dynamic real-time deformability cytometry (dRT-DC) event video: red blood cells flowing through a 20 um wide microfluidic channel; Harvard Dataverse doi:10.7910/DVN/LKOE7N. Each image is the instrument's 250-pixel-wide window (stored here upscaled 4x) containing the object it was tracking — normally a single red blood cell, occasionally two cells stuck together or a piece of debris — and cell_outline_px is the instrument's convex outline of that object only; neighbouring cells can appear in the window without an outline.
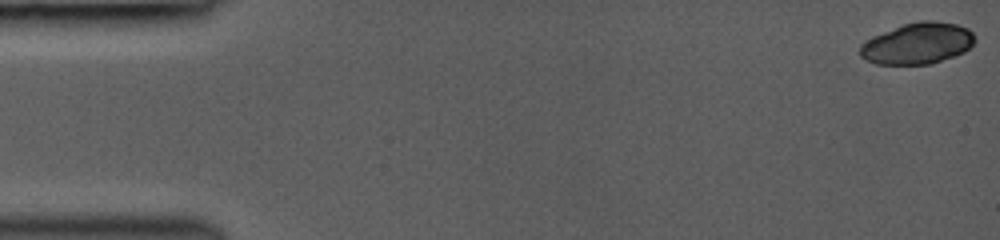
{"species": "common noctule bat (a hibernating species)", "species_latin": "Nyctalus noctula", "temperature_condition": "room temperature", "stored_images_in_passage": 46, "camera_frame_rate_fps": 3000, "um_per_image_px": 0.085, "animal": {"sex": "female", "body_mass_g": 19.0, "forearm_length_mm": 53.3}, "frame": {"image": 1, "passage_image": 1, "time_ms": 0.0, "image_size_px": [1000, 240], "cell_outline_px": [[976, 40], [964, 52], [928, 64], [876, 64], [864, 60], [860, 56], [860, 44], [864, 40], [872, 36], [904, 24], [920, 20], [932, 20], [956, 24], [968, 28], [976, 36]], "centroid_in_image_um": [77.96, 3.68], "position_along_channel_um": 7.0, "area_um2": 27.63}}
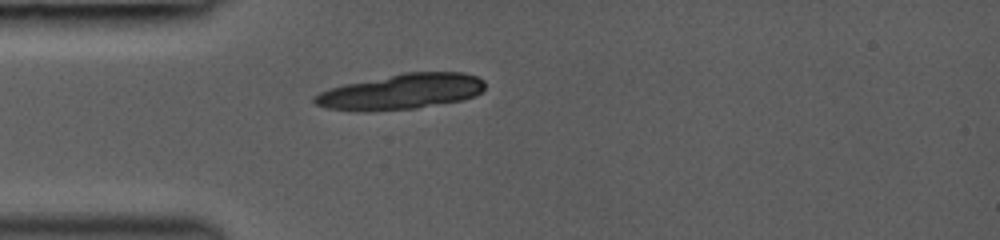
{"frame": {"image": 2, "passage_image": 13, "time_ms": 4.333, "image_size_px": [1000, 240], "cell_outline_px": [[484, 88], [476, 96], [464, 100], [416, 108], [368, 112], [356, 112], [324, 108], [316, 104], [312, 100], [312, 96], [328, 88], [344, 84], [404, 72], [464, 72], [476, 76], [484, 80]], "centroid_in_image_um": [34.06, 7.8], "position_along_channel_um": 50.9, "area_um2": 35.72}}
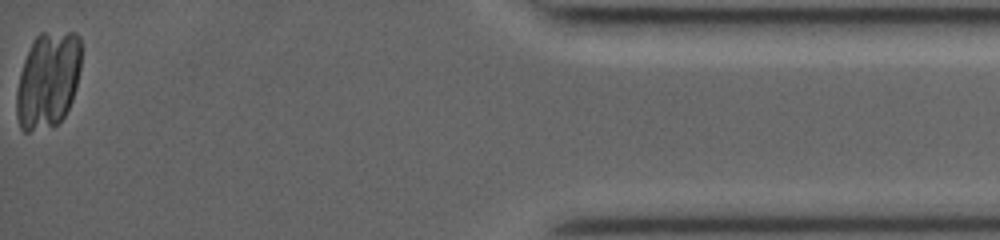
{"frame": {"image": 3, "passage_image": 45, "time_ms": 15.0, "image_size_px": [1000, 240], "cell_outline_px": [[80, 68], [76, 88], [72, 100], [64, 116], [56, 124], [28, 132], [24, 132], [20, 128], [16, 116], [16, 92], [20, 72], [24, 60], [36, 36], [40, 32], [76, 32], [80, 36]], "centroid_in_image_um": [4.07, 6.79], "position_along_channel_um": 431.1, "area_um2": 36.41}}